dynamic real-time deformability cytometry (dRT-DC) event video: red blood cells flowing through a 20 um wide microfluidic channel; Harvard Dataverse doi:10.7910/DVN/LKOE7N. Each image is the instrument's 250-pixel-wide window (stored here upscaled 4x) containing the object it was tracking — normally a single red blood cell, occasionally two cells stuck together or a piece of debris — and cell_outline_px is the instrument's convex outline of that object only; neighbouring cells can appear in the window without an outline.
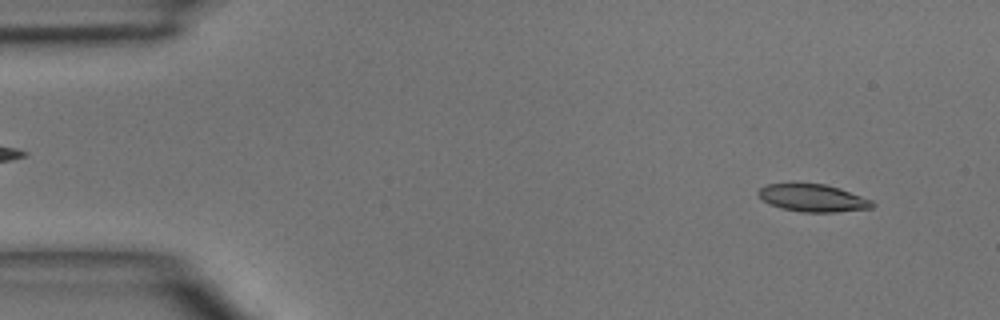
{"species": "common noctule bat (a hibernating species)", "species_latin": "Nyctalus noctula", "temperature_condition": "room temperature", "stored_images_in_passage": 6, "camera_frame_rate_fps": 3000, "um_per_image_px": 0.085, "animal": {"sex": "male", "body_mass_g": 15.6}, "frame": {"image": 1, "passage_image": 1, "time_ms": 0.0, "image_size_px": [1000, 320], "cell_outline_px": [[876, 204], [872, 208], [836, 212], [804, 212], [784, 208], [772, 204], [764, 200], [756, 192], [760, 188], [768, 184], [824, 184], [840, 188], [872, 200]], "centroid_in_image_um": [69.15, 16.83], "position_along_channel_um": 15.8, "area_um2": 17.92}}
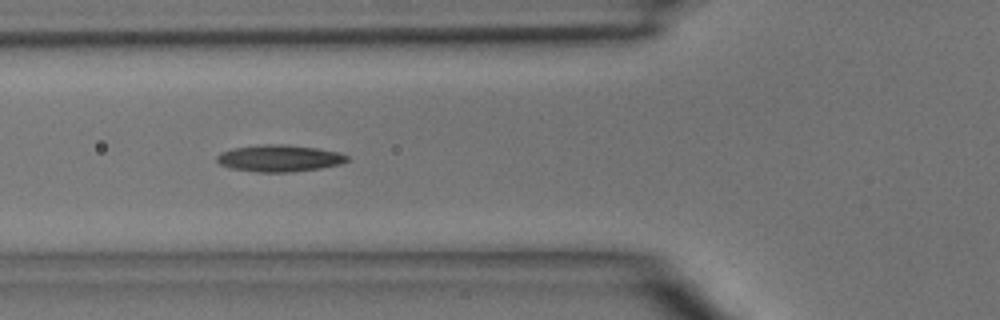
{"frame": {"image": 2, "passage_image": 5, "time_ms": 4.333, "image_size_px": [1000, 320], "cell_outline_px": [[348, 160], [340, 164], [320, 168], [288, 172], [260, 172], [232, 168], [220, 164], [216, 160], [216, 156], [220, 152], [232, 148], [260, 144], [288, 144], [316, 148], [340, 152], [348, 156]], "centroid_in_image_um": [23.73, 13.43], "position_along_channel_um": 102.1, "area_um2": 20.35}}